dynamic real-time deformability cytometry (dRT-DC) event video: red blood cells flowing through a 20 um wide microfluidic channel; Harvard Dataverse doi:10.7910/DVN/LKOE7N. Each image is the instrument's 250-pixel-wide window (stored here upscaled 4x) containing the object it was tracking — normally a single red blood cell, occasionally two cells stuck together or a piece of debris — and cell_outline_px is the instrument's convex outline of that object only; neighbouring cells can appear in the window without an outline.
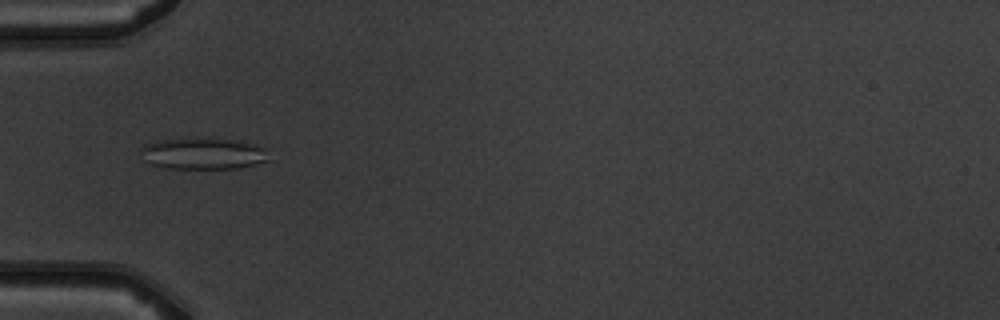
{"species": "common noctule bat (a hibernating species)", "species_latin": "Nyctalus noctula", "temperature_condition": "warm", "stored_images_in_passage": 5, "camera_frame_rate_fps": 3000, "um_per_image_px": 0.085, "animal": {"sex": "male", "body_mass_g": 19.5, "forearm_length_mm": 54.6}, "frame": {"image": 1, "passage_image": 5, "time_ms": 5.333, "image_size_px": [1000, 320], "cell_outline_px": [[272, 160], [240, 168], [164, 168], [152, 164], [144, 160], [140, 148], [144, 144], [156, 140], [184, 136], [212, 136], [244, 140], [268, 148]], "centroid_in_image_um": [17.34, 12.99], "position_along_channel_um": 67.7, "area_um2": 25.09}}